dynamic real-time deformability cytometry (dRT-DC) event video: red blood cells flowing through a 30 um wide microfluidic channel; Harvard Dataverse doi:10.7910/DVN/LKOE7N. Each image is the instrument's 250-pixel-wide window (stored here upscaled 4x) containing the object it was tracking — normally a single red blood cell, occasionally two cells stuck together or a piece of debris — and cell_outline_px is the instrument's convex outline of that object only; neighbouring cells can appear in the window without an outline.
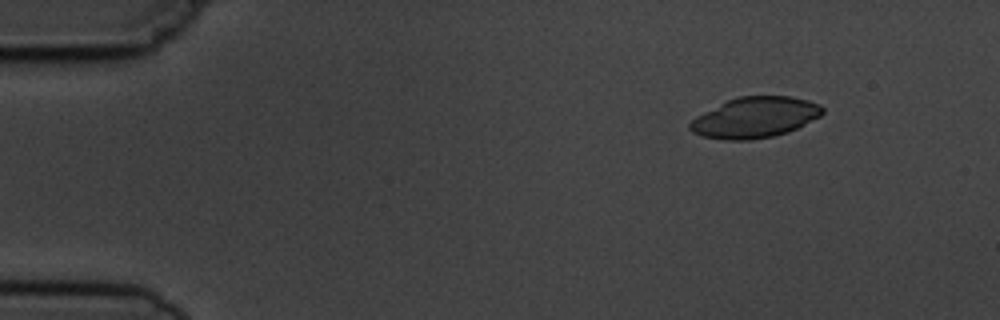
{"species": "common noctule bat (a hibernating species)", "species_latin": "Nyctalus noctula", "temperature_condition": "cold", "stored_images_in_passage": 5, "camera_frame_rate_fps": 3000, "um_per_image_px": 0.085, "animal": {"sex": "male", "body_mass_g": 19.5, "forearm_length_mm": 54.6}, "frame": {"image": 1, "passage_image": 2, "time_ms": 1.667, "image_size_px": [1000, 320], "cell_outline_px": [[824, 112], [820, 116], [788, 132], [772, 136], [752, 140], [724, 140], [704, 136], [692, 132], [688, 128], [688, 124], [696, 116], [728, 100], [740, 96], [792, 96], [808, 100], [820, 104], [824, 108]], "centroid_in_image_um": [64.18, 9.98], "position_along_channel_um": 20.8, "area_um2": 31.33}}